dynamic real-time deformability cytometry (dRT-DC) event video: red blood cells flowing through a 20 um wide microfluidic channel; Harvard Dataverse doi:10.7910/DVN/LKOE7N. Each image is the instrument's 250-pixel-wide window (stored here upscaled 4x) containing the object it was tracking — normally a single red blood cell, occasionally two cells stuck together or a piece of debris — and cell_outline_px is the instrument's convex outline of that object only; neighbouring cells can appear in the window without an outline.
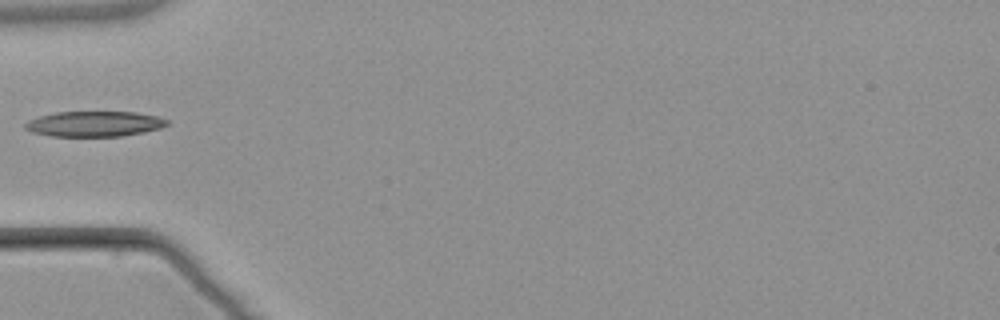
{"species": "common noctule bat (a hibernating species)", "species_latin": "Nyctalus noctula", "temperature_condition": "warm", "stored_images_in_passage": 3, "camera_frame_rate_fps": 3000, "um_per_image_px": 0.085, "animal": {"sex": "male", "body_mass_g": 21.5, "forearm_length_mm": 52.0}, "frame": {"image": 1, "passage_image": 2, "time_ms": 2.0, "image_size_px": [1000, 320], "cell_outline_px": [[168, 124], [160, 128], [144, 132], [120, 136], [52, 136], [32, 132], [24, 128], [24, 124], [28, 120], [40, 116], [56, 112], [136, 112], [156, 116], [168, 120]], "centroid_in_image_um": [8.01, 10.53], "position_along_channel_um": 77.0, "area_um2": 20.87}}
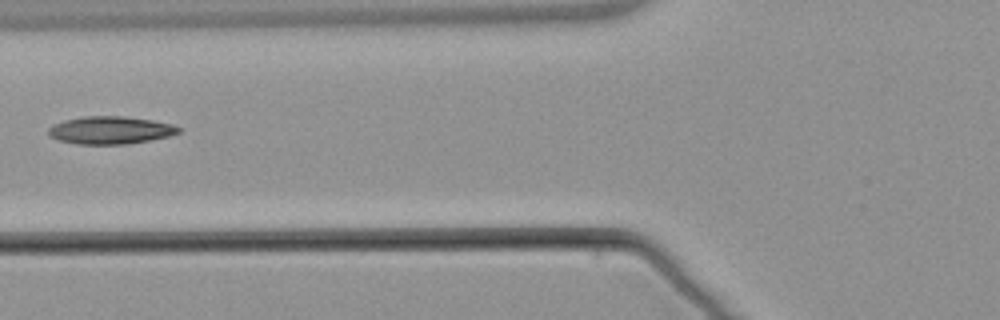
{"frame": {"image": 2, "passage_image": 3, "time_ms": 3.0, "image_size_px": [1000, 320], "cell_outline_px": [[180, 132], [168, 136], [148, 140], [124, 144], [76, 144], [60, 140], [52, 136], [48, 132], [48, 128], [52, 124], [64, 120], [84, 116], [124, 116], [152, 120], [172, 124], [180, 128]], "centroid_in_image_um": [9.36, 11.05], "position_along_channel_um": 116.4, "area_um2": 20.81}}